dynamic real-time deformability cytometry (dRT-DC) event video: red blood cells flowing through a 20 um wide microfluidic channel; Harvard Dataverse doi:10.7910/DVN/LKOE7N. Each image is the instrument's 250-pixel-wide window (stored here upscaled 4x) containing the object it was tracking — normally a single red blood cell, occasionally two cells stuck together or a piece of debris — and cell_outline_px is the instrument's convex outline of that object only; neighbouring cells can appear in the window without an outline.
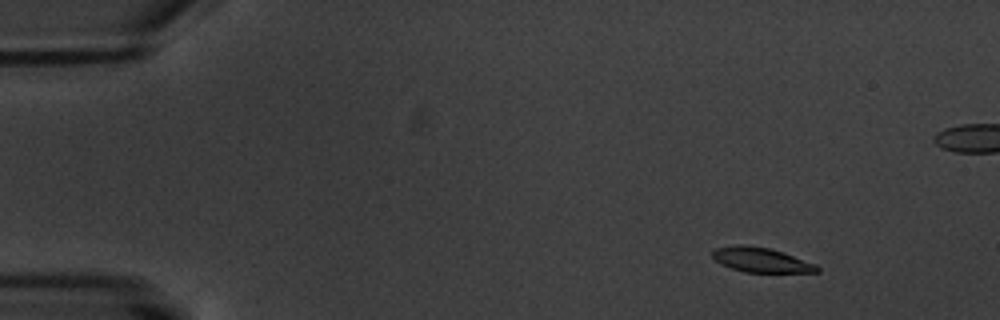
{"species": "common noctule bat (a hibernating species)", "species_latin": "Nyctalus noctula", "temperature_condition": "warm", "stored_images_in_passage": 6, "camera_frame_rate_fps": 3000, "um_per_image_px": 0.085, "animal": {"sex": "male", "body_mass_g": 20.1, "forearm_length_mm": 53.5}, "frame": {"image": 1, "passage_image": 2, "time_ms": 1.333, "image_size_px": [1000, 320], "cell_outline_px": [[820, 272], [744, 272], [720, 264], [712, 256], [712, 252], [716, 248], [736, 244], [740, 244], [772, 248], [784, 252], [816, 264], [820, 268]], "centroid_in_image_um": [64.71, 22.08], "position_along_channel_um": 20.3, "area_um2": 15.14}}